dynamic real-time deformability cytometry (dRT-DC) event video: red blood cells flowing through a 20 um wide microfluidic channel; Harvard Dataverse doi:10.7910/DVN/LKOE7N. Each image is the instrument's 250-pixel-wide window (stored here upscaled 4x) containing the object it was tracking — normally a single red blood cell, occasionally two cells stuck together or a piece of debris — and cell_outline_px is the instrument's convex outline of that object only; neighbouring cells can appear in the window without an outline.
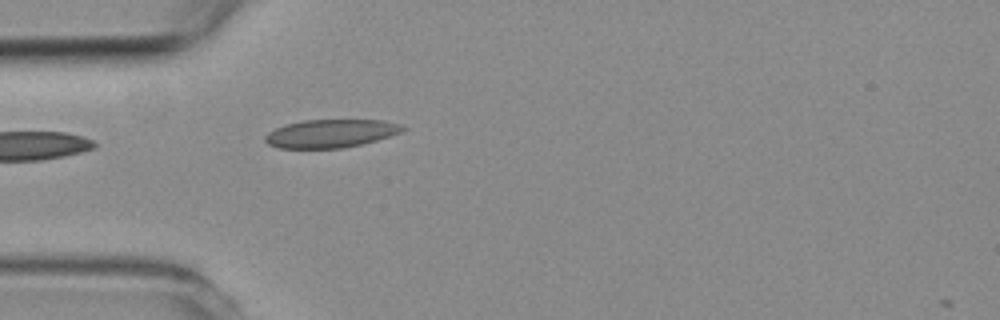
{"species": "common noctule bat (a hibernating species)", "species_latin": "Nyctalus noctula", "temperature_condition": "room temperature", "stored_images_in_passage": 2, "camera_frame_rate_fps": 3000, "um_per_image_px": 0.085, "animal": {"sex": "female", "body_mass_g": 19.3, "forearm_length_mm": 54.1}, "frame": {"image": 1, "passage_image": 2, "time_ms": 1.0, "image_size_px": [1000, 320], "cell_outline_px": [[408, 128], [400, 132], [376, 140], [344, 148], [280, 148], [268, 144], [264, 140], [264, 136], [268, 132], [284, 124], [304, 120], [384, 120]], "centroid_in_image_um": [28.06, 11.34], "position_along_channel_um": 56.9, "area_um2": 22.43}}